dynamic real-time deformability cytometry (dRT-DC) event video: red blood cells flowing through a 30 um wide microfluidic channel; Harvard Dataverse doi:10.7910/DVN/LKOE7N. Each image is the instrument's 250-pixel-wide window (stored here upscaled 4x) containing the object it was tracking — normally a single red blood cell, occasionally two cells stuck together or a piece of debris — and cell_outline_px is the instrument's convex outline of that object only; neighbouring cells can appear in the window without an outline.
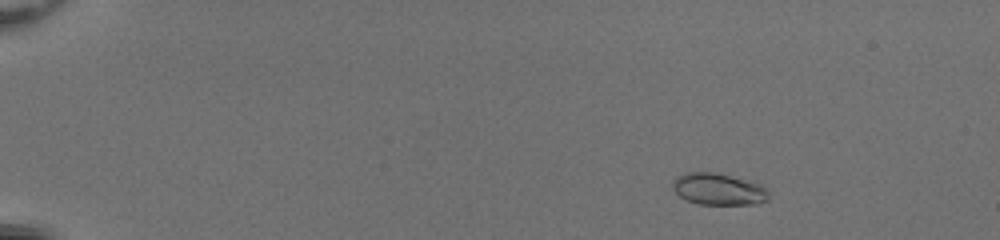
{"species": "common noctule bat (a hibernating species)", "species_latin": "Nyctalus noctula", "temperature_condition": "room temperature", "stored_images_in_passage": 52, "camera_frame_rate_fps": 3000, "um_per_image_px": 0.085, "animal": {"sex": "female", "body_mass_g": 20.0, "forearm_length_mm": 54.0}, "frame": {"image": 1, "passage_image": 8, "time_ms": 2.333, "image_size_px": [1000, 240], "cell_outline_px": [[768, 200], [756, 204], [696, 204], [680, 196], [672, 188], [672, 180], [676, 176], [684, 172], [716, 172], [744, 180], [756, 184], [764, 188], [768, 192]], "centroid_in_image_um": [60.99, 16.07], "position_along_channel_um": 24.0, "area_um2": 17.57}}
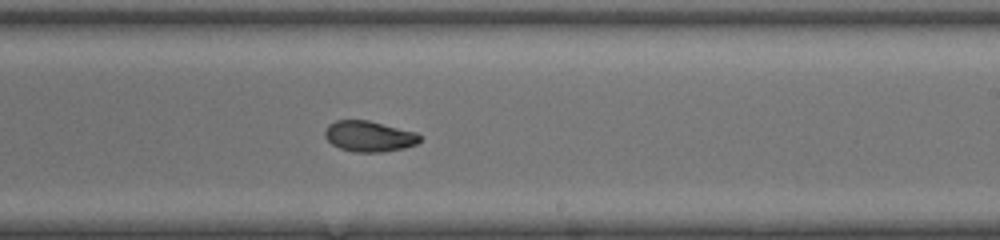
{"frame": {"image": 2, "passage_image": 34, "time_ms": 11.0, "image_size_px": [1000, 240], "cell_outline_px": [[420, 140], [416, 144], [404, 148], [380, 152], [352, 152], [340, 148], [332, 144], [324, 136], [324, 132], [328, 124], [336, 120], [368, 120], [416, 132], [420, 136]], "centroid_in_image_um": [31.35, 11.58], "position_along_channel_um": 257.7, "area_um2": 16.99}}
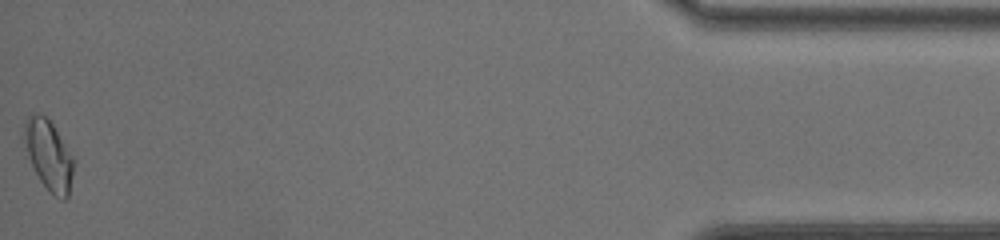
{"frame": {"image": 3, "passage_image": 52, "time_ms": 17.0, "image_size_px": [1000, 240], "cell_outline_px": [[76, 160], [68, 196], [64, 200], [60, 200], [40, 180], [28, 156], [20, 136], [24, 120], [32, 112], [36, 112], [44, 116], [52, 124]], "centroid_in_image_um": [4.11, 13.13], "position_along_channel_um": 431.1, "area_um2": 20.46}, "authors_computed_cell_mechanics": {"area_um2": 17.6001, "velocity_mm_per_s": 4.1913, "shape_relaxation_time_tau1_ms": 7.3661, "shape_relaxation_time_tau2_ms": 1.8835, "deformation_change_tau1": 0.1801, "deformation_change_tau2": 0.049}}